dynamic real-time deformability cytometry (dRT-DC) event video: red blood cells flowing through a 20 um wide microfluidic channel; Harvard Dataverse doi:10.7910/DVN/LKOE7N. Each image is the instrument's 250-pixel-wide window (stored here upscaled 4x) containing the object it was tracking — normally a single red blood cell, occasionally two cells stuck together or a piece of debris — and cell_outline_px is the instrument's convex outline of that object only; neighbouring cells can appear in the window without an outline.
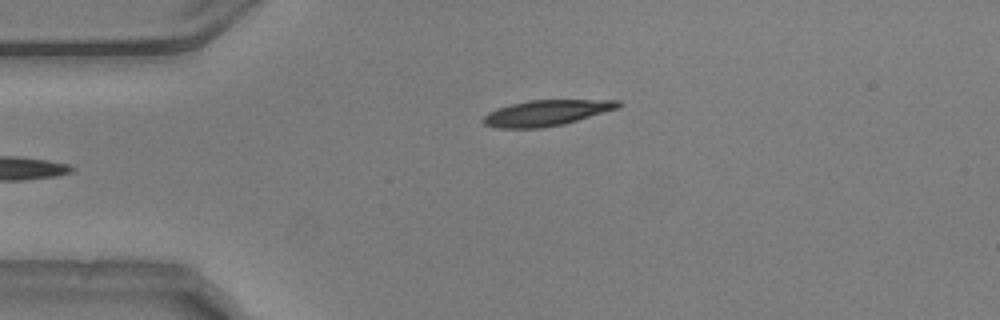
{"species": "common noctule bat (a hibernating species)", "species_latin": "Nyctalus noctula", "temperature_condition": "warm", "stored_images_in_passage": 37, "camera_frame_rate_fps": 3000, "um_per_image_px": 0.085, "animal": {"sex": "male", "body_mass_g": 20.5, "forearm_length_mm": 52.5}, "frame": {"image": 1, "passage_image": 1, "time_ms": 0.0, "image_size_px": [1000, 320], "cell_outline_px": [[624, 104], [616, 108], [564, 124], [540, 128], [500, 128], [484, 124], [480, 120], [488, 112], [496, 108], [528, 100], [620, 100]], "centroid_in_image_um": [46.4, 9.59], "position_along_channel_um": 38.6, "area_um2": 20.11}}
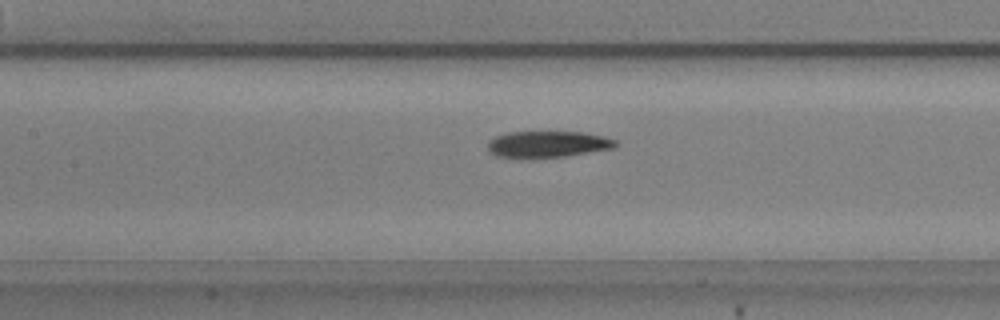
{"frame": {"image": 2, "passage_image": 13, "time_ms": 4.0, "image_size_px": [1000, 320], "cell_outline_px": [[616, 144], [612, 148], [564, 156], [520, 160], [496, 156], [488, 152], [488, 140], [496, 136], [508, 132], [584, 132], [604, 136], [616, 140]], "centroid_in_image_um": [46.45, 12.28], "position_along_channel_um": 160.9, "area_um2": 20.06}}
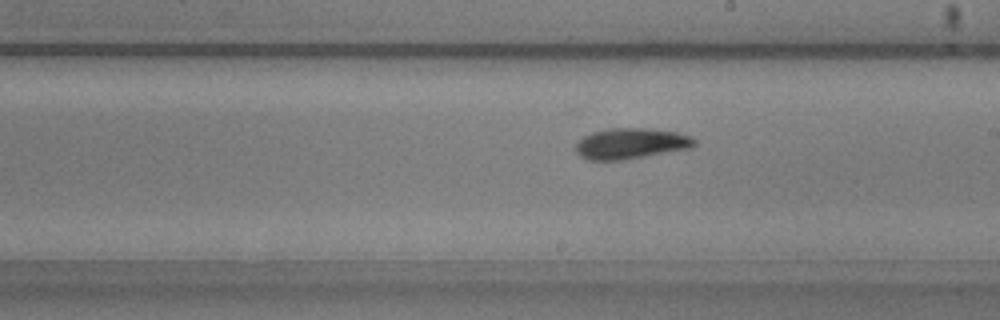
{"frame": {"image": 3, "passage_image": 19, "time_ms": 6.0, "image_size_px": [1000, 320], "cell_outline_px": [[696, 144], [692, 148], [624, 160], [588, 160], [580, 156], [576, 152], [576, 144], [584, 136], [592, 132], [612, 128], [648, 128], [676, 132], [692, 136], [696, 140]], "centroid_in_image_um": [53.66, 12.2], "position_along_channel_um": 235.3, "area_um2": 21.39}, "authors_computed_cell_mechanics": {"area_um2": 20.8658, "velocity_mm_per_s": 3.7299, "shape_relaxation_time_tau1_ms": 3.6948, "shape_relaxation_time_tau2_ms": 2.7903, "deformation_change_tau1": 0.1519, "deformation_change_tau2": 0.0903}}